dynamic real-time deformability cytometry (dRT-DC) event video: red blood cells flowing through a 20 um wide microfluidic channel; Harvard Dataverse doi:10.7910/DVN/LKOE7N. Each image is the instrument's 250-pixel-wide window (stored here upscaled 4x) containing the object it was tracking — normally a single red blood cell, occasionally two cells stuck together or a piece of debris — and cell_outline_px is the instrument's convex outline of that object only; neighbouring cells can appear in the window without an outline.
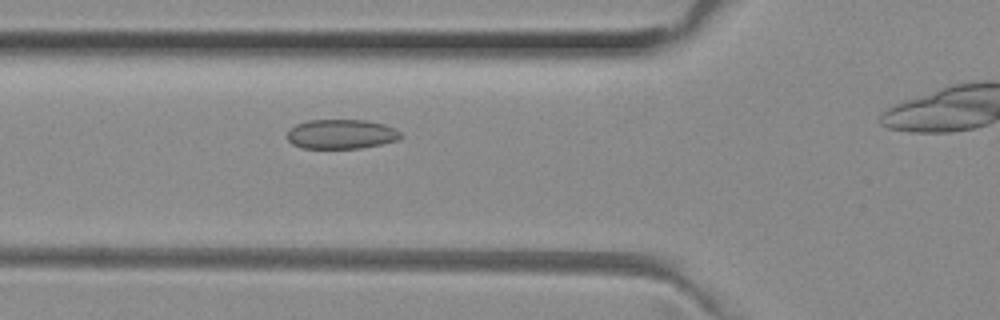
{"species": "common noctule bat (a hibernating species)", "species_latin": "Nyctalus noctula", "temperature_condition": "room temperature", "stored_images_in_passage": 37, "camera_frame_rate_fps": 3000, "um_per_image_px": 0.085, "animal": {"sex": "female", "body_mass_g": 29.2, "forearm_length_mm": 56.3}, "frame": {"image": 1, "passage_image": 13, "time_ms": 4.0, "image_size_px": [1000, 320], "cell_outline_px": [[400, 140], [360, 148], [304, 148], [292, 144], [288, 140], [288, 132], [296, 124], [308, 120], [364, 120], [384, 124], [396, 128], [400, 132]], "centroid_in_image_um": [29.02, 11.4], "position_along_channel_um": 96.8, "area_um2": 19.42}}
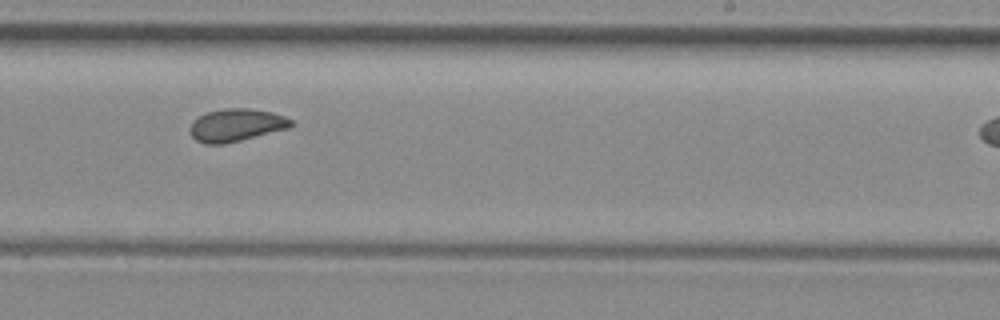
{"frame": {"image": 2, "passage_image": 26, "time_ms": 8.333, "image_size_px": [1000, 320], "cell_outline_px": [[292, 124], [288, 128], [224, 144], [204, 144], [196, 140], [192, 136], [188, 128], [192, 120], [208, 112], [224, 108], [248, 108], [272, 112], [284, 116], [292, 120]], "centroid_in_image_um": [20.03, 10.63], "position_along_channel_um": 269.0, "area_um2": 19.13}}
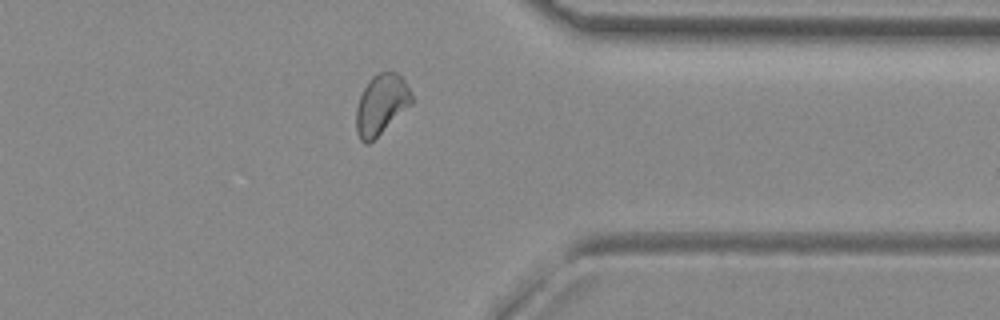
{"frame": {"image": 3, "passage_image": 35, "time_ms": 11.333, "image_size_px": [1000, 320], "cell_outline_px": [[412, 104], [368, 144], [364, 144], [360, 140], [356, 132], [356, 108], [360, 96], [368, 80], [372, 76], [380, 72], [396, 72], [404, 80], [412, 96]], "centroid_in_image_um": [32.38, 8.88], "position_along_channel_um": 379.0, "area_um2": 19.25}}